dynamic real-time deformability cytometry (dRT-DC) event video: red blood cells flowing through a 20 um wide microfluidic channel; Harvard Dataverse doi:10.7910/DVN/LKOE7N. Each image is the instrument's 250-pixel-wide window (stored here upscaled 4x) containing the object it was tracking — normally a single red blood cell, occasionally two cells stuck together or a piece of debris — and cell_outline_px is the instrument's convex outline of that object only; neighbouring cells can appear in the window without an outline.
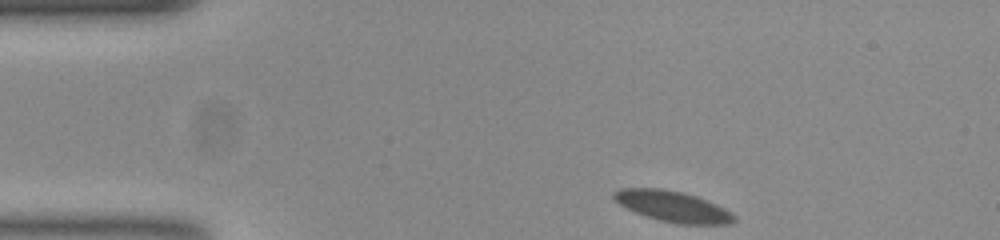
{"species": "common noctule bat (a hibernating species)", "species_latin": "Nyctalus noctula", "temperature_condition": "room temperature", "stored_images_in_passage": 48, "camera_frame_rate_fps": 3000, "um_per_image_px": 0.085, "animal": {"sex": "female", "body_mass_g": 23.0, "forearm_length_mm": 53.4}, "frame": {"image": 1, "passage_image": 1, "time_ms": 0.0, "image_size_px": [1000, 240], "cell_outline_px": [[736, 220], [728, 224], [680, 224], [660, 220], [636, 212], [620, 204], [612, 196], [612, 192], [620, 188], [660, 188], [680, 192], [696, 196], [716, 204], [732, 212], [736, 216]], "centroid_in_image_um": [57.2, 17.54], "position_along_channel_um": 27.8, "area_um2": 21.33}}
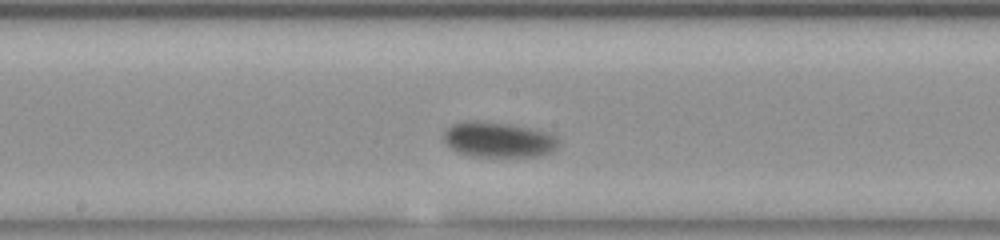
{"frame": {"image": 2, "passage_image": 21, "time_ms": 6.667, "image_size_px": [1000, 240], "cell_outline_px": [[560, 144], [552, 152], [540, 156], [472, 156], [460, 152], [452, 148], [444, 140], [444, 132], [452, 124], [460, 120], [484, 120], [512, 124], [548, 132], [556, 136], [560, 140]], "centroid_in_image_um": [42.4, 11.84], "position_along_channel_um": 205.8, "area_um2": 23.93}}
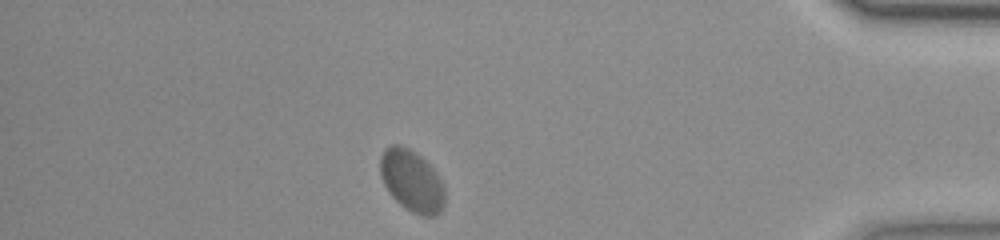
{"frame": {"image": 3, "passage_image": 41, "time_ms": 13.333, "image_size_px": [1000, 240], "cell_outline_px": [[444, 204], [440, 212], [432, 216], [420, 216], [404, 208], [392, 196], [384, 184], [380, 176], [380, 156], [384, 148], [392, 144], [400, 144], [416, 152], [436, 172], [444, 188]], "centroid_in_image_um": [34.97, 15.36], "position_along_channel_um": 400.2, "area_um2": 23.24}, "authors_computed_cell_mechanics": {"area_um2": 22.7732, "velocity_mm_per_s": 3.5733, "shape_relaxation_time_tau1_ms": 1.2442, "shape_relaxation_time_tau2_ms": null, "deformation_change_tau1": 0.0575, "deformation_change_tau2": null}}